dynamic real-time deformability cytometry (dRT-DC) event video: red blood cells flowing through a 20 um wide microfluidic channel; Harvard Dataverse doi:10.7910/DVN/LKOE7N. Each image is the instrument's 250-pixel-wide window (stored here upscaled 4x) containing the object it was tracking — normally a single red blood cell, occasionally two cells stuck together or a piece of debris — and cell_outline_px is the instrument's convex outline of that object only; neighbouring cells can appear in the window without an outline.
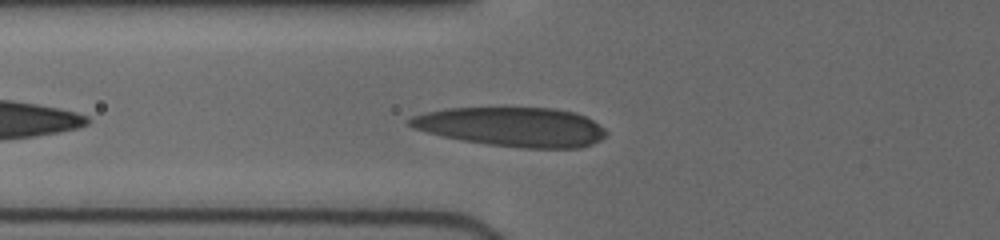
{"species": "human", "species_latin": "Homo sapiens", "temperature_condition": "cold", "stored_images_in_passage": 36, "camera_frame_rate_fps": 3000, "um_per_image_px": 0.085, "donor": {"sex": "female"}, "frame": {"image": 1, "passage_image": 2, "time_ms": 0.333, "image_size_px": [1000, 240], "cell_outline_px": [[608, 132], [600, 140], [592, 144], [580, 148], [524, 148], [488, 144], [460, 140], [412, 128], [404, 120], [412, 116], [428, 112], [448, 108], [552, 108], [576, 112], [592, 120], [604, 128]], "centroid_in_image_um": [43.53, 10.78], "position_along_channel_um": 82.3, "area_um2": 44.91}}
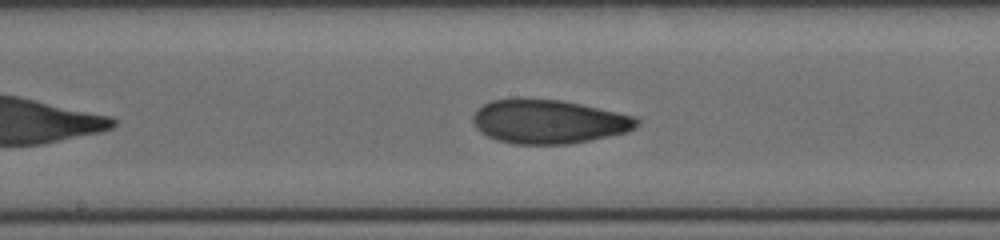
{"frame": {"image": 2, "passage_image": 16, "time_ms": 3.333, "image_size_px": [1000, 240], "cell_outline_px": [[640, 124], [636, 128], [628, 132], [568, 144], [512, 144], [496, 140], [480, 132], [476, 128], [472, 120], [472, 116], [484, 104], [492, 100], [560, 100], [580, 104], [636, 116], [640, 120]], "centroid_in_image_um": [46.67, 10.36], "position_along_channel_um": 201.5, "area_um2": 41.5}}
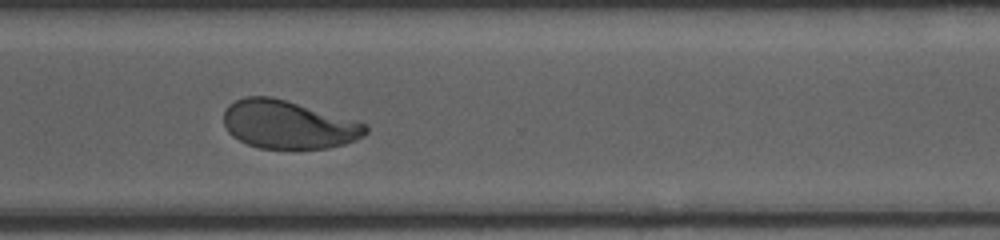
{"frame": {"image": 3, "passage_image": 35, "time_ms": 7.0, "image_size_px": [1000, 240], "cell_outline_px": [[368, 132], [364, 136], [356, 140], [344, 144], [328, 148], [260, 148], [248, 144], [232, 136], [228, 132], [224, 124], [224, 108], [228, 104], [236, 100], [248, 96], [272, 96], [356, 120], [368, 124]], "centroid_in_image_um": [24.51, 10.58], "position_along_channel_um": 346.1, "area_um2": 39.94}}